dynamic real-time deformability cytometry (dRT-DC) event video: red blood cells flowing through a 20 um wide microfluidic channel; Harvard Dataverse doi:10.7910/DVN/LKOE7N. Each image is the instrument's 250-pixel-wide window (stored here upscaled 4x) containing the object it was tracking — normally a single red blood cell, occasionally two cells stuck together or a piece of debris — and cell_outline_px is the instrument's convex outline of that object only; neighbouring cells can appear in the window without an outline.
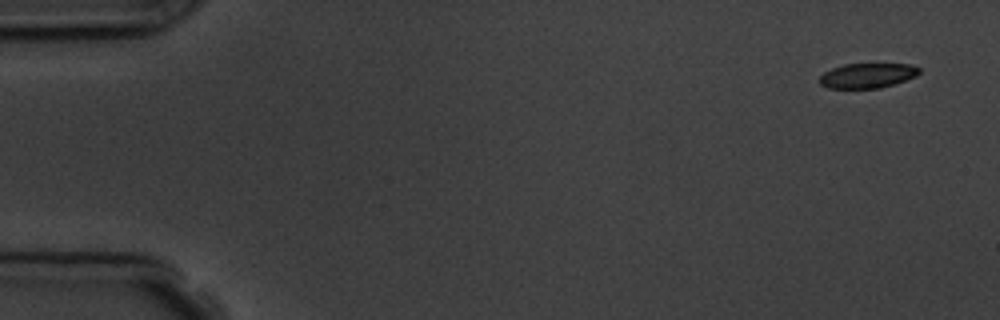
{"species": "common noctule bat (a hibernating species)", "species_latin": "Nyctalus noctula", "temperature_condition": "room temperature", "stored_images_in_passage": 4, "camera_frame_rate_fps": 3000, "um_per_image_px": 0.085, "animal": {"sex": "male", "body_mass_g": 19.5, "forearm_length_mm": 54.6}, "frame": {"image": 1, "passage_image": 1, "time_ms": 0.0, "image_size_px": [1000, 320], "cell_outline_px": [[920, 72], [916, 76], [880, 88], [828, 88], [820, 84], [820, 76], [824, 72], [832, 68], [844, 64], [912, 64], [920, 68]], "centroid_in_image_um": [73.72, 6.42], "position_along_channel_um": 11.3, "area_um2": 14.33}}
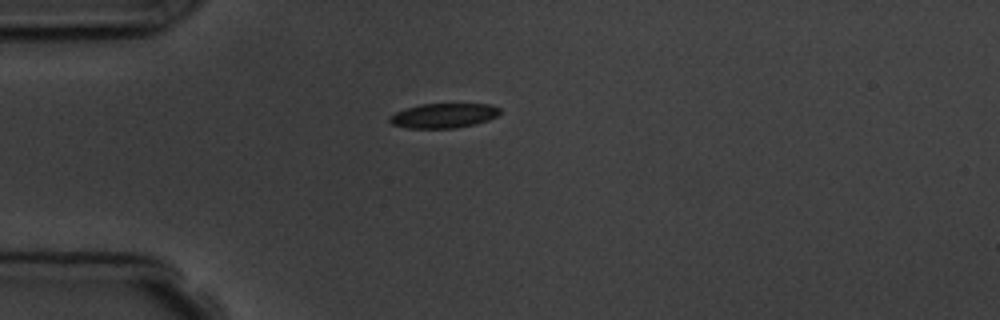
{"frame": {"image": 2, "passage_image": 4, "time_ms": 4.0, "image_size_px": [1000, 320], "cell_outline_px": [[500, 112], [496, 116], [488, 120], [456, 128], [408, 128], [392, 124], [388, 120], [388, 116], [404, 108], [420, 104], [488, 104], [500, 108]], "centroid_in_image_um": [37.65, 9.82], "position_along_channel_um": 47.3, "area_um2": 15.78}}